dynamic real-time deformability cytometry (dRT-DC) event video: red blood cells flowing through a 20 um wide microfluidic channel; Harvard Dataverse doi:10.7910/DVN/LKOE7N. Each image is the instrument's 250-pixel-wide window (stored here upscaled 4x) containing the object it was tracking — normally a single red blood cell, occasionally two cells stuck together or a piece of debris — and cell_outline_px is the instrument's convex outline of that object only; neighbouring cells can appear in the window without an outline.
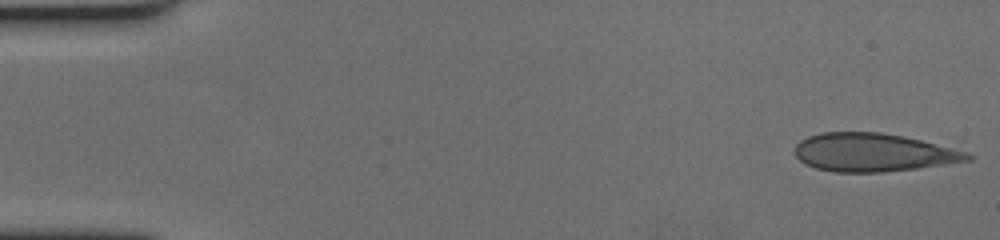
{"species": "human", "species_latin": "Homo sapiens", "temperature_condition": "cold", "stored_images_in_passage": 58, "camera_frame_rate_fps": 3000, "um_per_image_px": 0.085, "donor": {"sex": "female"}, "frame": {"image": 1, "passage_image": 1, "time_ms": 0.0, "image_size_px": [1000, 240], "cell_outline_px": [[976, 156], [972, 160], [916, 168], [884, 172], [836, 172], [816, 168], [804, 164], [796, 156], [796, 144], [800, 140], [808, 136], [820, 132], [880, 132], [904, 136], [972, 152]], "centroid_in_image_um": [74.27, 12.95], "position_along_channel_um": 10.7, "area_um2": 38.73}}
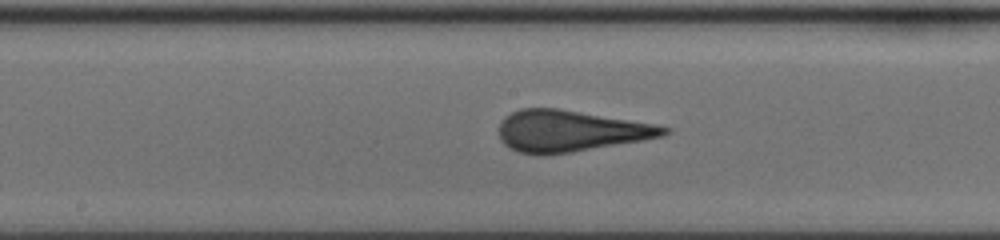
{"frame": {"image": 2, "passage_image": 30, "time_ms": 9.667, "image_size_px": [1000, 240], "cell_outline_px": [[672, 132], [664, 136], [644, 140], [572, 152], [544, 156], [540, 156], [516, 152], [508, 148], [500, 140], [500, 120], [504, 116], [520, 108], [560, 108], [656, 124], [672, 128]], "centroid_in_image_um": [48.48, 11.14], "position_along_channel_um": 199.7, "area_um2": 40.4}}
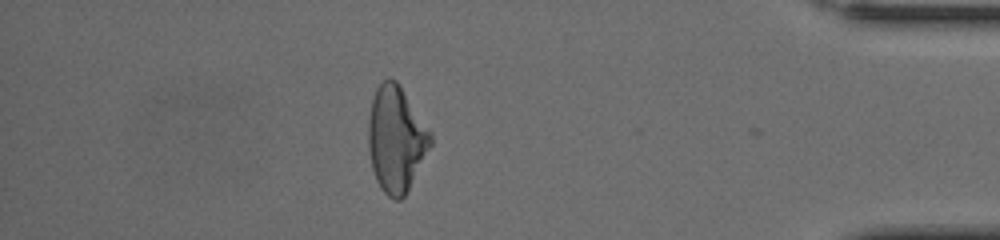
{"frame": {"image": 3, "passage_image": 51, "time_ms": 16.667, "image_size_px": [1000, 240], "cell_outline_px": [[432, 144], [404, 196], [400, 200], [392, 200], [380, 188], [376, 180], [372, 168], [368, 148], [368, 120], [372, 96], [376, 88], [388, 76], [392, 76], [400, 84], [432, 132]], "centroid_in_image_um": [33.66, 11.78], "position_along_channel_um": 401.5, "area_um2": 38.73}, "authors_computed_cell_mechanics": {"area_um2": 39.4485, "velocity_mm_per_s": 3.4678, "shape_relaxation_time_tau1_ms": 9.3085, "shape_relaxation_time_tau2_ms": null, "deformation_change_tau1": 0.2392, "deformation_change_tau2": null}}